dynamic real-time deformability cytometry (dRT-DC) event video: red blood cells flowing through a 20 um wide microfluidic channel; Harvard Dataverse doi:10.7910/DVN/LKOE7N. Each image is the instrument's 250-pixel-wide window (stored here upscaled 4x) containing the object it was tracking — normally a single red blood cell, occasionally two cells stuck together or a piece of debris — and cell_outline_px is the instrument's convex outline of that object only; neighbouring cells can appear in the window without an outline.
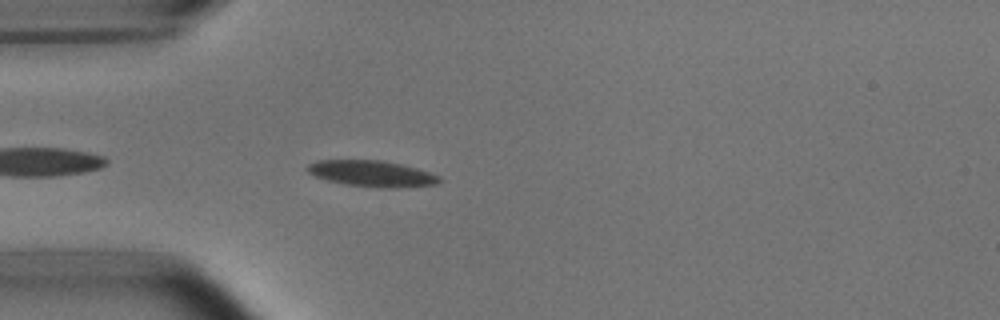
{"species": "common noctule bat (a hibernating species)", "species_latin": "Nyctalus noctula", "temperature_condition": "room temperature", "stored_images_in_passage": 41, "camera_frame_rate_fps": 3000, "um_per_image_px": 0.085, "animal": {"sex": "male", "body_mass_g": 15.6}, "frame": {"image": 1, "passage_image": 3, "time_ms": 0.667, "image_size_px": [1000, 320], "cell_outline_px": [[440, 180], [436, 184], [396, 188], [380, 188], [344, 184], [328, 180], [316, 176], [308, 172], [304, 168], [308, 164], [316, 160], [384, 160], [416, 168], [440, 176]], "centroid_in_image_um": [31.57, 14.75], "position_along_channel_um": 53.4, "area_um2": 20.06}}
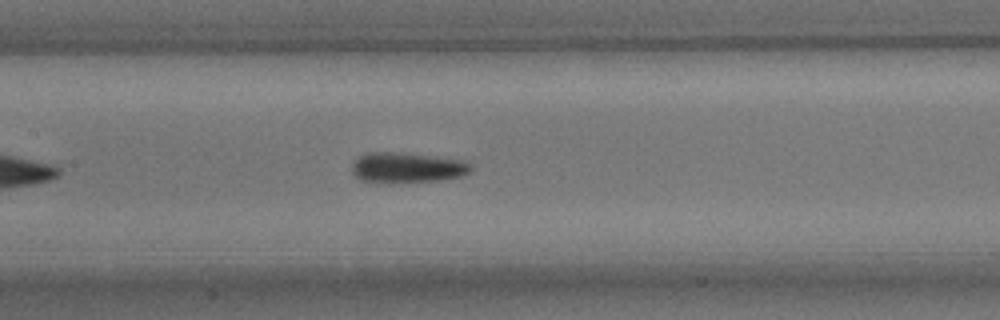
{"frame": {"image": 2, "passage_image": 13, "time_ms": 4.0, "image_size_px": [1000, 320], "cell_outline_px": [[472, 168], [464, 176], [440, 180], [360, 180], [352, 172], [352, 164], [364, 152], [388, 152], [428, 156], [464, 160], [472, 164]], "centroid_in_image_um": [34.64, 14.21], "position_along_channel_um": 172.8, "area_um2": 20.0}}
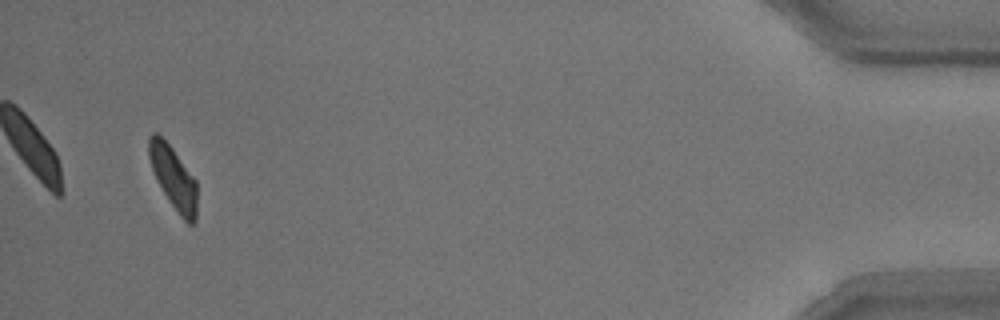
{"frame": {"image": 3, "passage_image": 39, "time_ms": 12.667, "image_size_px": [1000, 320], "cell_outline_px": [[196, 220], [192, 224], [188, 224], [180, 216], [168, 200], [156, 180], [148, 156], [148, 136], [152, 132], [156, 132], [172, 148], [196, 180]], "centroid_in_image_um": [14.72, 15.1], "position_along_channel_um": 420.5, "area_um2": 17.51}, "authors_computed_cell_mechanics": {"area_um2": 19.5942, "velocity_mm_per_s": 3.7548, "shape_relaxation_time_tau1_ms": 3.3336, "shape_relaxation_time_tau2_ms": 5.3115, "deformation_change_tau1": 0.1221, "deformation_change_tau2": 0.1034}}